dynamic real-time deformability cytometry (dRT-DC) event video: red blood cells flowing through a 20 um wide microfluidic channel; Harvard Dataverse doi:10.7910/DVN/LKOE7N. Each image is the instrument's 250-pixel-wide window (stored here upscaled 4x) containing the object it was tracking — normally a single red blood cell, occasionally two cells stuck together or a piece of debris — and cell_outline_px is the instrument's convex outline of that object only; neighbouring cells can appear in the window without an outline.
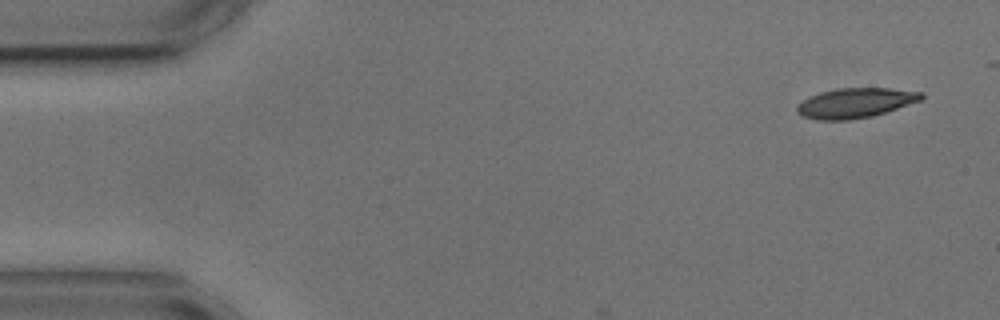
{"species": "common noctule bat (a hibernating species)", "species_latin": "Nyctalus noctula", "temperature_condition": "cold", "stored_images_in_passage": 3, "camera_frame_rate_fps": 3000, "um_per_image_px": 0.085, "animal": {"sex": "male", "body_mass_g": 17.9, "forearm_length_mm": 54.2}, "frame": {"image": 1, "passage_image": 1, "time_ms": 0.0, "image_size_px": [1000, 320], "cell_outline_px": [[924, 96], [920, 100], [872, 116], [848, 120], [816, 120], [800, 116], [796, 112], [796, 108], [804, 100], [820, 92], [836, 88], [888, 88], [924, 92]], "centroid_in_image_um": [72.68, 8.75], "position_along_channel_um": 12.3, "area_um2": 21.44}}